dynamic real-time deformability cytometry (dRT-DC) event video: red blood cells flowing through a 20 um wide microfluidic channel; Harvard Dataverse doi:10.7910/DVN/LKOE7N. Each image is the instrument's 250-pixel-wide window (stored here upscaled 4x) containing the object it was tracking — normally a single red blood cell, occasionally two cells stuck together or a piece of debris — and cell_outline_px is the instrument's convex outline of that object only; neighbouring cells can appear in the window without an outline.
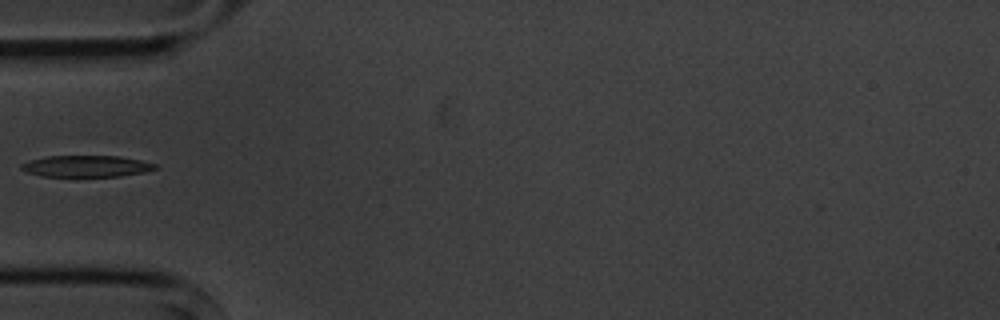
{"species": "common noctule bat (a hibernating species)", "species_latin": "Nyctalus noctula", "temperature_condition": "cold", "stored_images_in_passage": 7, "camera_frame_rate_fps": 3000, "um_per_image_px": 0.085, "animal": {"sex": "male", "body_mass_g": 20.1, "forearm_length_mm": 53.5}, "frame": {"image": 1, "passage_image": 7, "time_ms": 7.0, "image_size_px": [1000, 320], "cell_outline_px": [[156, 168], [144, 172], [120, 176], [76, 180], [40, 176], [28, 172], [20, 168], [20, 164], [32, 160], [48, 156], [120, 156], [140, 160], [156, 164]], "centroid_in_image_um": [7.29, 14.18], "position_along_channel_um": 77.7, "area_um2": 17.69}}